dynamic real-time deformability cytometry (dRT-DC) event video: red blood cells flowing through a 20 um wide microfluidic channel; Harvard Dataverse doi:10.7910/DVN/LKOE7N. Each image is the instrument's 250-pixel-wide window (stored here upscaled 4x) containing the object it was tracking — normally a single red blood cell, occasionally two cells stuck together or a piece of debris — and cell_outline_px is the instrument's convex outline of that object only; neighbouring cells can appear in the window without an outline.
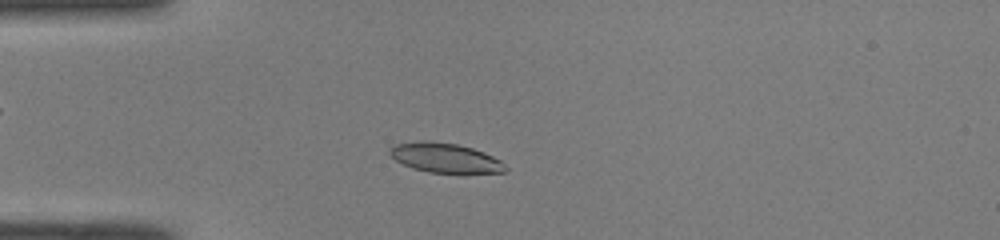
{"species": "common noctule bat (a hibernating species)", "species_latin": "Nyctalus noctula", "temperature_condition": "room temperature", "stored_images_in_passage": 43, "camera_frame_rate_fps": 3000, "um_per_image_px": 0.085, "animal": {"sex": "male", "body_mass_g": 19.0, "forearm_length_mm": 50.8}, "frame": {"image": 1, "passage_image": 7, "time_ms": 2.0, "image_size_px": [1000, 240], "cell_outline_px": [[508, 168], [504, 172], [460, 176], [428, 172], [412, 168], [396, 160], [388, 152], [388, 148], [396, 144], [420, 140], [456, 144], [472, 148], [484, 152], [500, 160]], "centroid_in_image_um": [37.89, 13.47], "position_along_channel_um": 47.1, "area_um2": 20.69}}
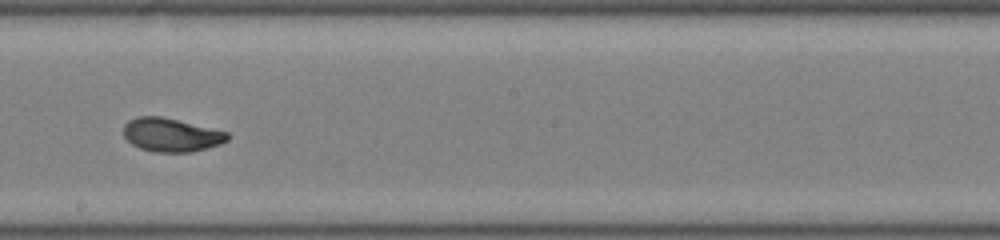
{"frame": {"image": 2, "passage_image": 22, "time_ms": 7.0, "image_size_px": [1000, 240], "cell_outline_px": [[228, 140], [220, 144], [192, 152], [152, 152], [140, 148], [132, 144], [124, 136], [124, 124], [128, 120], [136, 116], [160, 116], [228, 132]], "centroid_in_image_um": [14.52, 11.47], "position_along_channel_um": 233.7, "area_um2": 20.23}}
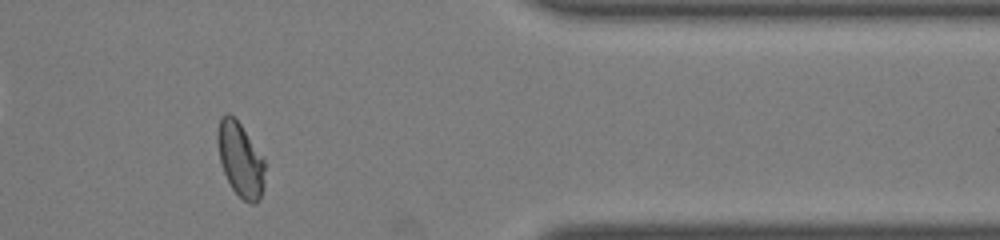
{"frame": {"image": 3, "passage_image": 35, "time_ms": 11.333, "image_size_px": [1000, 240], "cell_outline_px": [[264, 188], [260, 200], [256, 204], [248, 204], [232, 188], [224, 172], [220, 160], [216, 140], [216, 136], [220, 120], [228, 112], [240, 124], [264, 156]], "centroid_in_image_um": [20.46, 13.6], "position_along_channel_um": 390.9, "area_um2": 20.52}, "authors_computed_cell_mechanics": {"area_um2": 20.4034, "velocity_mm_per_s": 4.089, "shape_relaxation_time_tau1_ms": 3.5516, "shape_relaxation_time_tau2_ms": 0.7231, "deformation_change_tau1": 0.1454, "deformation_change_tau2": 0.0391}}